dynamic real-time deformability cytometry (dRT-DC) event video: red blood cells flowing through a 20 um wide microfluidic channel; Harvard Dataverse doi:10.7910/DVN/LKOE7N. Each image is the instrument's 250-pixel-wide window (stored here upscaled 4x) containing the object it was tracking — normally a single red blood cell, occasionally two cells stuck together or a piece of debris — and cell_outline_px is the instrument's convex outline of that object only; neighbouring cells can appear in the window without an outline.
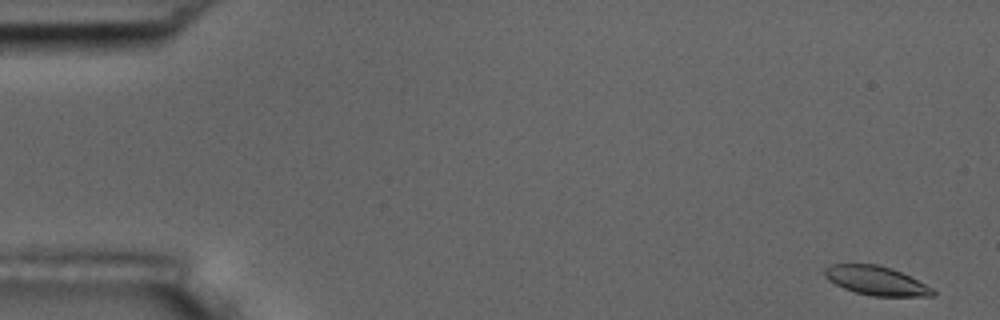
{"species": "common noctule bat (a hibernating species)", "species_latin": "Nyctalus noctula", "temperature_condition": "room temperature", "stored_images_in_passage": 9, "camera_frame_rate_fps": 3000, "um_per_image_px": 0.085, "animal": {"sex": "male", "body_mass_g": 17.5, "forearm_length_mm": 52.3}, "frame": {"image": 1, "passage_image": 1, "time_ms": 0.0, "image_size_px": [1000, 320], "cell_outline_px": [[936, 292], [932, 296], [872, 296], [856, 292], [844, 288], [828, 280], [824, 276], [824, 268], [832, 264], [876, 264], [892, 268], [932, 288]], "centroid_in_image_um": [74.44, 23.85], "position_along_channel_um": 10.6, "area_um2": 18.03}}
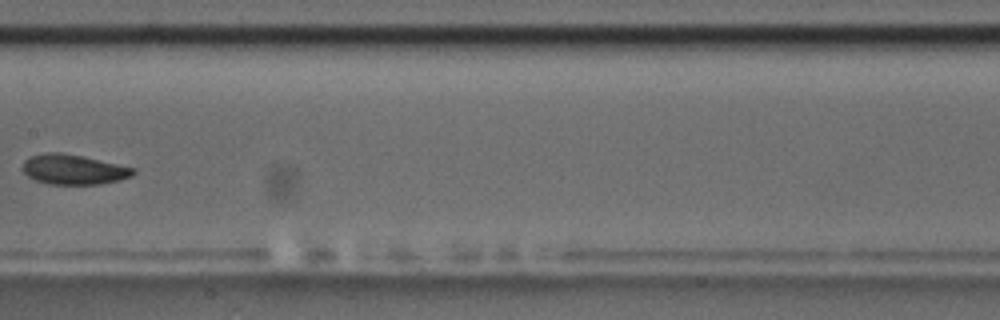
{"frame": {"image": 2, "passage_image": 8, "time_ms": 9.0, "image_size_px": [1000, 320], "cell_outline_px": [[136, 172], [132, 176], [120, 180], [100, 184], [48, 184], [36, 180], [28, 176], [24, 172], [24, 160], [28, 156], [48, 152], [60, 152], [80, 156], [136, 168]], "centroid_in_image_um": [6.26, 14.41], "position_along_channel_um": 201.1, "area_um2": 19.19}}
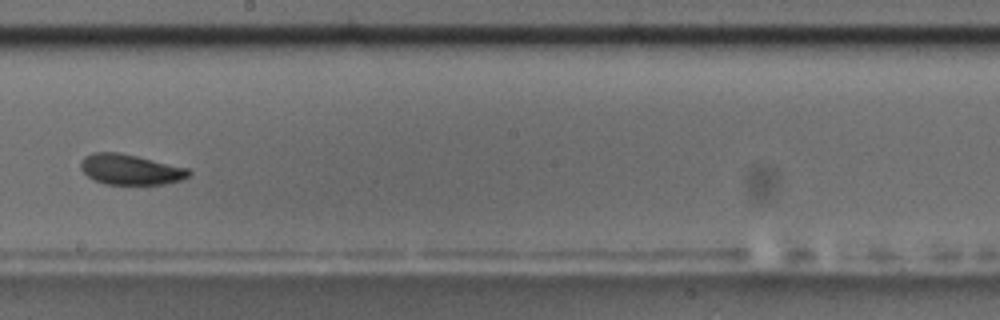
{"frame": {"image": 3, "passage_image": 9, "time_ms": 10.0, "image_size_px": [1000, 320], "cell_outline_px": [[192, 172], [184, 180], [164, 184], [104, 184], [88, 176], [80, 168], [80, 160], [84, 156], [92, 152], [116, 152], [136, 156], [188, 168]], "centroid_in_image_um": [11.08, 14.41], "position_along_channel_um": 237.1, "area_um2": 19.13}}